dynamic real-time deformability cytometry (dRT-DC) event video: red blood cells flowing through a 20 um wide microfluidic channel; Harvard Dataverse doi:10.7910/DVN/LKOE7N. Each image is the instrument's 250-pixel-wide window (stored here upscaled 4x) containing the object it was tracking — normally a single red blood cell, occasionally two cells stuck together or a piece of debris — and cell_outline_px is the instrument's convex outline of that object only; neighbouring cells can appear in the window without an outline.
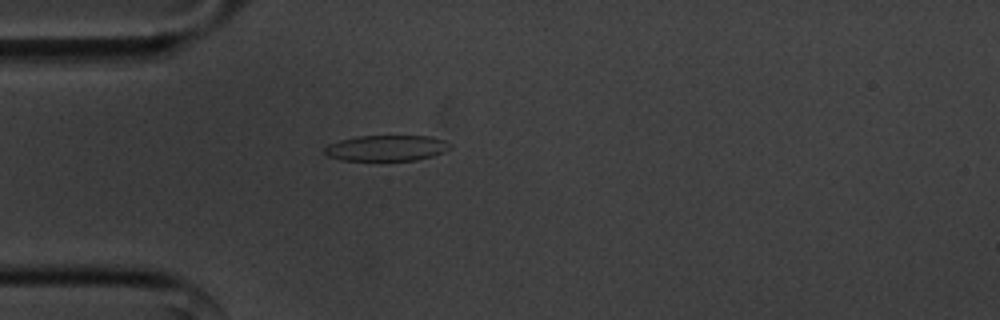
{"species": "common noctule bat (a hibernating species)", "species_latin": "Nyctalus noctula", "temperature_condition": "cold", "stored_images_in_passage": 35, "camera_frame_rate_fps": 3000, "um_per_image_px": 0.085, "animal": {"sex": "male", "body_mass_g": 20.1, "forearm_length_mm": 53.5}, "frame": {"image": 1, "passage_image": 2, "time_ms": 0.333, "image_size_px": [1000, 320], "cell_outline_px": [[452, 148], [444, 152], [432, 156], [416, 160], [340, 160], [328, 156], [324, 152], [324, 148], [328, 144], [340, 140], [356, 136], [432, 136], [444, 140], [452, 144]], "centroid_in_image_um": [32.88, 12.58], "position_along_channel_um": 52.1, "area_um2": 18.96}}
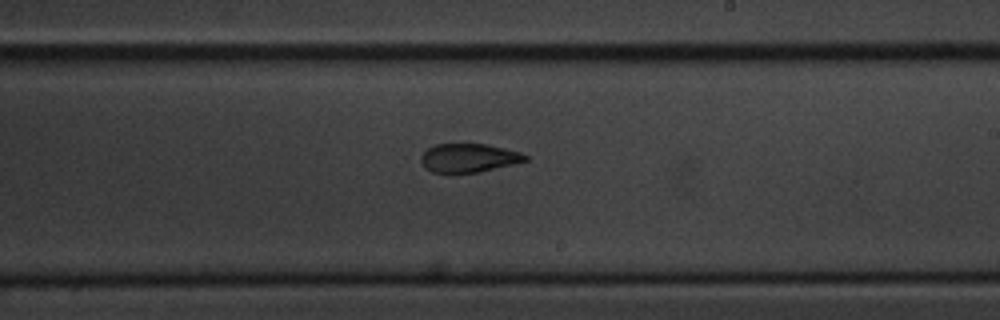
{"frame": {"image": 2, "passage_image": 19, "time_ms": 6.0, "image_size_px": [1000, 320], "cell_outline_px": [[528, 160], [480, 172], [432, 172], [424, 168], [420, 160], [420, 156], [428, 148], [436, 144], [484, 144], [520, 152], [528, 156]], "centroid_in_image_um": [39.81, 13.42], "position_along_channel_um": 249.2, "area_um2": 17.22}}
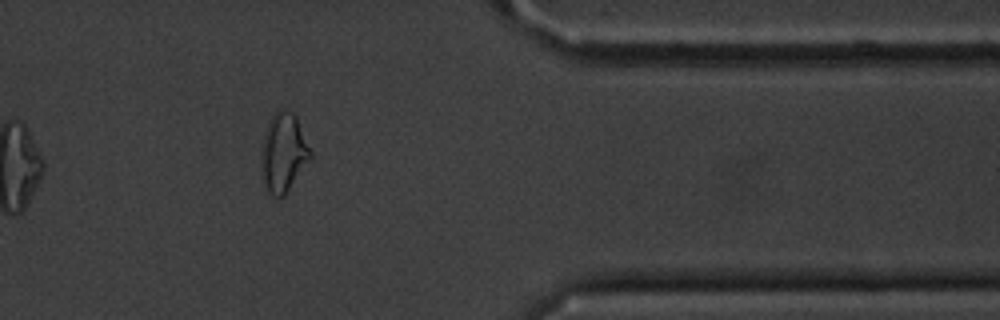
{"frame": {"image": 3, "passage_image": 32, "time_ms": 10.333, "image_size_px": [1000, 320], "cell_outline_px": [[312, 160], [284, 196], [272, 196], [264, 192], [260, 172], [260, 148], [268, 120], [276, 108], [284, 108], [292, 112], [296, 116], [312, 152]], "centroid_in_image_um": [24.06, 13.0], "position_along_channel_um": 387.3, "area_um2": 23.76}, "authors_computed_cell_mechanics": {"area_um2": 18.9584, "velocity_mm_per_s": 3.5972, "shape_relaxation_time_tau1_ms": 7.8625, "shape_relaxation_time_tau2_ms": 3.1866, "deformation_change_tau1": 0.1726, "deformation_change_tau2": 0.0901}}